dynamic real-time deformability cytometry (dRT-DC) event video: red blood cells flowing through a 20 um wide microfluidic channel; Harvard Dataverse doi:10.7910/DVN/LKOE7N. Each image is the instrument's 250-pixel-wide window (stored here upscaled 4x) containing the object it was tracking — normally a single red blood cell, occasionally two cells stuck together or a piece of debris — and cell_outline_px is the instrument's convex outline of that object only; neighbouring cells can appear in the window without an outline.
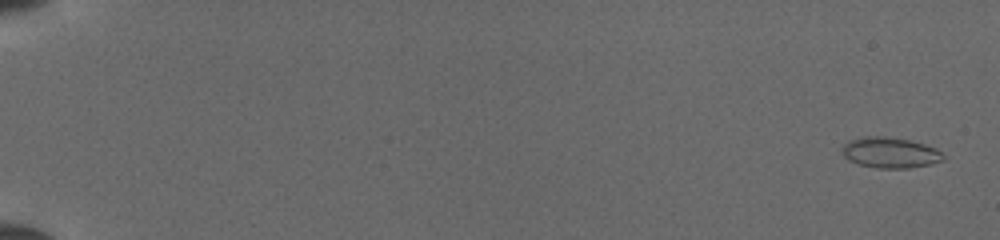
{"species": "common noctule bat (a hibernating species)", "species_latin": "Nyctalus noctula", "temperature_condition": "cold", "stored_images_in_passage": 52, "camera_frame_rate_fps": 3000, "um_per_image_px": 0.085, "animal": {"sex": "female", "body_mass_g": 19.5, "forearm_length_mm": 54.1}, "frame": {"image": 1, "passage_image": 2, "time_ms": 0.333, "image_size_px": [1000, 240], "cell_outline_px": [[944, 160], [928, 164], [908, 168], [876, 168], [860, 164], [848, 160], [840, 152], [844, 144], [848, 140], [864, 136], [884, 136], [908, 140], [924, 144], [936, 148], [944, 156]], "centroid_in_image_um": [75.62, 12.97], "position_along_channel_um": 9.4, "area_um2": 18.03}}
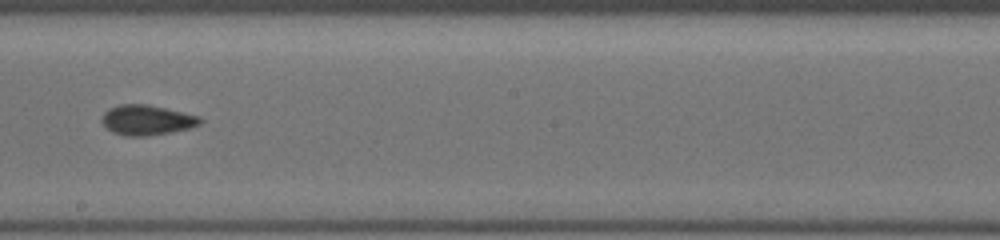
{"frame": {"image": 2, "passage_image": 32, "time_ms": 10.333, "image_size_px": [1000, 240], "cell_outline_px": [[204, 120], [200, 124], [188, 128], [168, 132], [144, 136], [124, 136], [112, 132], [100, 120], [104, 112], [108, 108], [120, 104], [148, 104], [196, 116]], "centroid_in_image_um": [12.41, 10.2], "position_along_channel_um": 235.8, "area_um2": 16.94}}
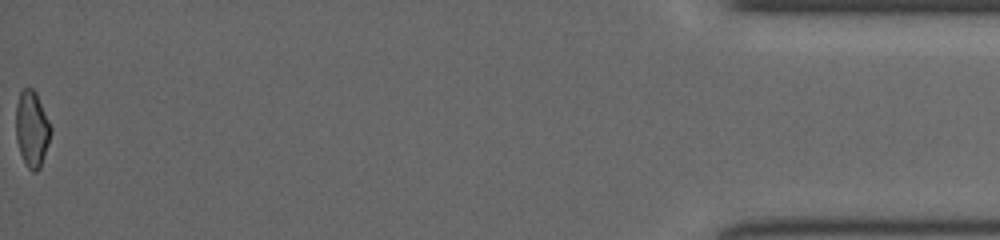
{"frame": {"image": 3, "passage_image": 52, "time_ms": 17.0, "image_size_px": [1000, 240], "cell_outline_px": [[52, 132], [40, 168], [36, 172], [32, 172], [28, 168], [20, 152], [16, 140], [16, 104], [20, 92], [24, 88], [32, 88], [36, 92], [52, 128]], "centroid_in_image_um": [2.71, 10.95], "position_along_channel_um": 432.5, "area_um2": 15.43}}